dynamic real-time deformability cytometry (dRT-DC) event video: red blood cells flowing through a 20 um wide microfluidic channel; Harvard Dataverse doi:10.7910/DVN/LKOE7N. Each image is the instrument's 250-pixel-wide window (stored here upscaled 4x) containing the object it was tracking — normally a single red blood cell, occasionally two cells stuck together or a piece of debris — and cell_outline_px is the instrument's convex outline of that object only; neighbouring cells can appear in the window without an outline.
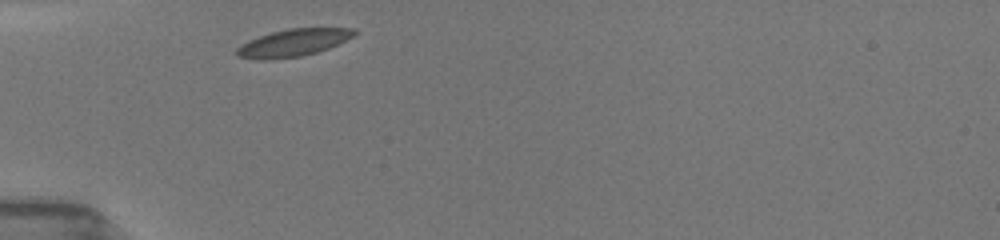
{"species": "common noctule bat (a hibernating species)", "species_latin": "Nyctalus noctula", "temperature_condition": "room temperature", "stored_images_in_passage": 8, "camera_frame_rate_fps": 3000, "um_per_image_px": 0.085, "animal": {"sex": "female", "body_mass_g": 19.5, "forearm_length_mm": 54.1}, "frame": {"image": 1, "passage_image": 1, "time_ms": 0.0, "image_size_px": [1000, 240], "cell_outline_px": [[356, 32], [352, 36], [328, 48], [316, 52], [300, 56], [272, 60], [260, 60], [236, 56], [236, 48], [240, 44], [248, 40], [272, 32], [288, 28], [352, 28]], "centroid_in_image_um": [24.84, 3.64], "position_along_channel_um": 60.2, "area_um2": 18.55}}
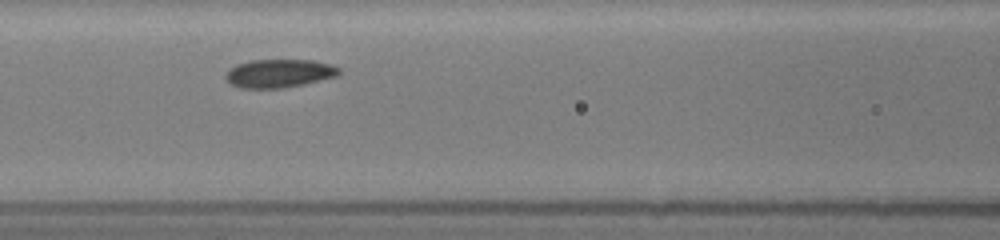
{"frame": {"image": 2, "passage_image": 5, "time_ms": 2.333, "image_size_px": [1000, 240], "cell_outline_px": [[340, 72], [336, 76], [304, 84], [284, 88], [240, 88], [232, 84], [224, 76], [224, 72], [228, 68], [236, 64], [252, 60], [312, 60], [332, 64], [340, 68]], "centroid_in_image_um": [23.7, 6.23], "position_along_channel_um": 142.9, "area_um2": 18.84}}
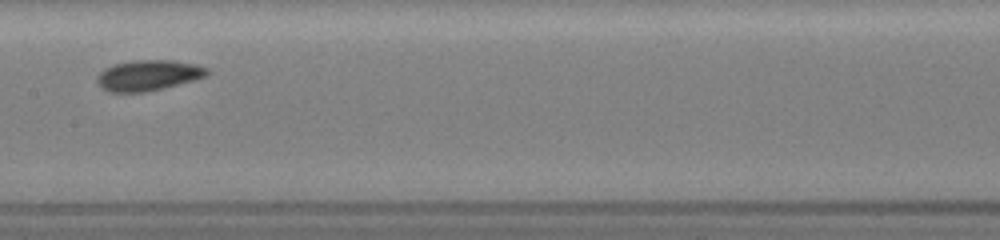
{"frame": {"image": 3, "passage_image": 7, "time_ms": 3.667, "image_size_px": [1000, 240], "cell_outline_px": [[208, 72], [204, 76], [196, 80], [164, 88], [144, 92], [108, 92], [100, 88], [96, 80], [96, 76], [104, 68], [116, 64], [132, 60], [176, 60], [196, 64], [208, 68]], "centroid_in_image_um": [12.58, 6.4], "position_along_channel_um": 194.8, "area_um2": 19.83}}